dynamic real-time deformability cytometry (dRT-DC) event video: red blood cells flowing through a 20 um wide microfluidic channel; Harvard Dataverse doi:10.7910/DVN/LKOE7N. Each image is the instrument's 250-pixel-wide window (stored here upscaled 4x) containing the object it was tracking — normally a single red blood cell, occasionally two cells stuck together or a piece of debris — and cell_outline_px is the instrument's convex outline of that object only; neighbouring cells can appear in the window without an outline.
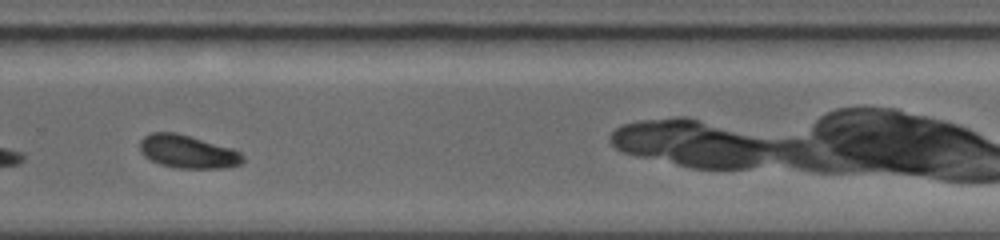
{"species": "common noctule bat (a hibernating species)", "species_latin": "Nyctalus noctula", "temperature_condition": "warm", "stored_images_in_passage": 34, "camera_frame_rate_fps": 5000, "um_per_image_px": 0.085, "animal": {"sex": "female", "body_mass_g": 19.0, "forearm_length_mm": 56.7}, "frame": {"image": 1, "passage_image": 25, "time_ms": 6.4, "image_size_px": [1000, 240], "cell_outline_px": [[244, 160], [240, 164], [228, 168], [180, 168], [160, 164], [144, 156], [140, 152], [140, 140], [144, 136], [152, 132], [176, 132], [232, 148], [240, 152], [244, 156]], "centroid_in_image_um": [15.96, 12.89], "position_along_channel_um": 313.8, "area_um2": 19.88}, "authors_computed_cell_mechanics": {"area_um2": 19.941, "velocity_mm_per_s": 4.3767, "shape_relaxation_time_tau1_ms": 3.613, "shape_relaxation_time_tau2_ms": null, "deformation_change_tau1": 0.1284, "deformation_change_tau2": null}}